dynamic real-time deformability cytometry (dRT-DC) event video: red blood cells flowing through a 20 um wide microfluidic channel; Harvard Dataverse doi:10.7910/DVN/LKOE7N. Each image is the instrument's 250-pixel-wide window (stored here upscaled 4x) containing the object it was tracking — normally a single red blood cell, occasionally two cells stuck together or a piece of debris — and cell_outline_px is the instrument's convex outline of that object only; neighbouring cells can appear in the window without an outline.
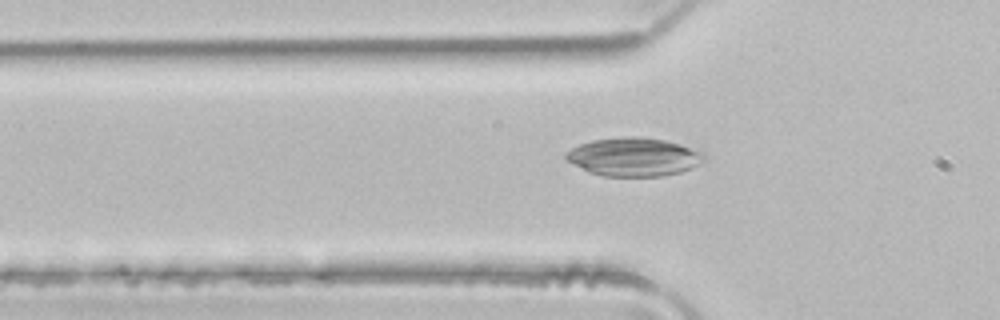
{"species": "common noctule bat (a hibernating species)", "species_latin": "Nyctalus noctula", "temperature_condition": "room temperature", "stored_images_in_passage": 2, "camera_frame_rate_fps": 3000, "um_per_image_px": 0.085, "animal": {"sex": "male", "body_mass_g": 21.5, "forearm_length_mm": 52.0}, "frame": {"image": 1, "passage_image": 2, "time_ms": 0.333, "image_size_px": [1000, 320], "cell_outline_px": [[708, 156], [700, 164], [692, 168], [680, 172], [664, 176], [604, 176], [588, 172], [564, 160], [564, 152], [580, 144], [592, 140], [620, 136], [632, 136], [664, 140], [680, 144], [704, 152]], "centroid_in_image_um": [53.86, 13.34], "position_along_channel_um": 71.9, "area_um2": 31.33}}